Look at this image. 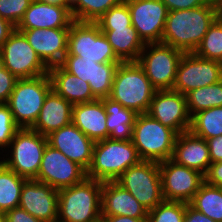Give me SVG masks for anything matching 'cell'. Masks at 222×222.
Here are the masks:
<instances>
[{
    "label": "cell",
    "mask_w": 222,
    "mask_h": 222,
    "mask_svg": "<svg viewBox=\"0 0 222 222\" xmlns=\"http://www.w3.org/2000/svg\"><path fill=\"white\" fill-rule=\"evenodd\" d=\"M33 0H0V17L17 27Z\"/></svg>",
    "instance_id": "74e56055"
},
{
    "label": "cell",
    "mask_w": 222,
    "mask_h": 222,
    "mask_svg": "<svg viewBox=\"0 0 222 222\" xmlns=\"http://www.w3.org/2000/svg\"><path fill=\"white\" fill-rule=\"evenodd\" d=\"M204 177L208 184L222 187V161L212 163Z\"/></svg>",
    "instance_id": "b9f144b4"
},
{
    "label": "cell",
    "mask_w": 222,
    "mask_h": 222,
    "mask_svg": "<svg viewBox=\"0 0 222 222\" xmlns=\"http://www.w3.org/2000/svg\"><path fill=\"white\" fill-rule=\"evenodd\" d=\"M47 137L31 128H20L12 138L6 156L1 160L8 168L21 177L36 179L42 155L47 146Z\"/></svg>",
    "instance_id": "52a82bcc"
},
{
    "label": "cell",
    "mask_w": 222,
    "mask_h": 222,
    "mask_svg": "<svg viewBox=\"0 0 222 222\" xmlns=\"http://www.w3.org/2000/svg\"><path fill=\"white\" fill-rule=\"evenodd\" d=\"M177 135L147 113L137 114L131 141L141 160L160 163L172 158Z\"/></svg>",
    "instance_id": "5b68a950"
},
{
    "label": "cell",
    "mask_w": 222,
    "mask_h": 222,
    "mask_svg": "<svg viewBox=\"0 0 222 222\" xmlns=\"http://www.w3.org/2000/svg\"><path fill=\"white\" fill-rule=\"evenodd\" d=\"M141 161L131 140L104 139L94 143L87 178L116 181L129 167Z\"/></svg>",
    "instance_id": "277c9868"
},
{
    "label": "cell",
    "mask_w": 222,
    "mask_h": 222,
    "mask_svg": "<svg viewBox=\"0 0 222 222\" xmlns=\"http://www.w3.org/2000/svg\"><path fill=\"white\" fill-rule=\"evenodd\" d=\"M123 0H76L70 8L73 20L96 22L111 7Z\"/></svg>",
    "instance_id": "d6a6232c"
},
{
    "label": "cell",
    "mask_w": 222,
    "mask_h": 222,
    "mask_svg": "<svg viewBox=\"0 0 222 222\" xmlns=\"http://www.w3.org/2000/svg\"><path fill=\"white\" fill-rule=\"evenodd\" d=\"M187 109L191 118L198 112L222 106V80L216 84L193 89L187 94Z\"/></svg>",
    "instance_id": "4dcf8cb0"
},
{
    "label": "cell",
    "mask_w": 222,
    "mask_h": 222,
    "mask_svg": "<svg viewBox=\"0 0 222 222\" xmlns=\"http://www.w3.org/2000/svg\"><path fill=\"white\" fill-rule=\"evenodd\" d=\"M100 222H147V218L129 216H101Z\"/></svg>",
    "instance_id": "bcb514c9"
},
{
    "label": "cell",
    "mask_w": 222,
    "mask_h": 222,
    "mask_svg": "<svg viewBox=\"0 0 222 222\" xmlns=\"http://www.w3.org/2000/svg\"><path fill=\"white\" fill-rule=\"evenodd\" d=\"M103 182L86 178L58 190V220L61 222H100Z\"/></svg>",
    "instance_id": "7a4b0ae2"
},
{
    "label": "cell",
    "mask_w": 222,
    "mask_h": 222,
    "mask_svg": "<svg viewBox=\"0 0 222 222\" xmlns=\"http://www.w3.org/2000/svg\"><path fill=\"white\" fill-rule=\"evenodd\" d=\"M17 80L5 67L0 70V103H7Z\"/></svg>",
    "instance_id": "f35d334b"
},
{
    "label": "cell",
    "mask_w": 222,
    "mask_h": 222,
    "mask_svg": "<svg viewBox=\"0 0 222 222\" xmlns=\"http://www.w3.org/2000/svg\"><path fill=\"white\" fill-rule=\"evenodd\" d=\"M214 20L210 0L200 7L169 11L161 42L184 53L194 52Z\"/></svg>",
    "instance_id": "6da1fadb"
},
{
    "label": "cell",
    "mask_w": 222,
    "mask_h": 222,
    "mask_svg": "<svg viewBox=\"0 0 222 222\" xmlns=\"http://www.w3.org/2000/svg\"><path fill=\"white\" fill-rule=\"evenodd\" d=\"M168 11L191 9L205 5L209 0H161Z\"/></svg>",
    "instance_id": "ab89813d"
},
{
    "label": "cell",
    "mask_w": 222,
    "mask_h": 222,
    "mask_svg": "<svg viewBox=\"0 0 222 222\" xmlns=\"http://www.w3.org/2000/svg\"><path fill=\"white\" fill-rule=\"evenodd\" d=\"M27 179L0 161V213L19 207L21 190Z\"/></svg>",
    "instance_id": "f1b7e54d"
},
{
    "label": "cell",
    "mask_w": 222,
    "mask_h": 222,
    "mask_svg": "<svg viewBox=\"0 0 222 222\" xmlns=\"http://www.w3.org/2000/svg\"><path fill=\"white\" fill-rule=\"evenodd\" d=\"M102 102L107 114V139L131 140L137 114L109 97Z\"/></svg>",
    "instance_id": "83f0119b"
},
{
    "label": "cell",
    "mask_w": 222,
    "mask_h": 222,
    "mask_svg": "<svg viewBox=\"0 0 222 222\" xmlns=\"http://www.w3.org/2000/svg\"><path fill=\"white\" fill-rule=\"evenodd\" d=\"M20 127L15 123L11 110L6 103H0V150L8 149L12 138ZM0 152V155L3 154Z\"/></svg>",
    "instance_id": "8d00e7d4"
},
{
    "label": "cell",
    "mask_w": 222,
    "mask_h": 222,
    "mask_svg": "<svg viewBox=\"0 0 222 222\" xmlns=\"http://www.w3.org/2000/svg\"><path fill=\"white\" fill-rule=\"evenodd\" d=\"M3 68H4V60H3L2 53L0 50V70H2Z\"/></svg>",
    "instance_id": "681fc988"
},
{
    "label": "cell",
    "mask_w": 222,
    "mask_h": 222,
    "mask_svg": "<svg viewBox=\"0 0 222 222\" xmlns=\"http://www.w3.org/2000/svg\"><path fill=\"white\" fill-rule=\"evenodd\" d=\"M183 51L162 42L145 44L137 63L156 90H172Z\"/></svg>",
    "instance_id": "30bf717a"
},
{
    "label": "cell",
    "mask_w": 222,
    "mask_h": 222,
    "mask_svg": "<svg viewBox=\"0 0 222 222\" xmlns=\"http://www.w3.org/2000/svg\"><path fill=\"white\" fill-rule=\"evenodd\" d=\"M70 8L33 0L16 29L70 28L74 21Z\"/></svg>",
    "instance_id": "7402d4cb"
},
{
    "label": "cell",
    "mask_w": 222,
    "mask_h": 222,
    "mask_svg": "<svg viewBox=\"0 0 222 222\" xmlns=\"http://www.w3.org/2000/svg\"><path fill=\"white\" fill-rule=\"evenodd\" d=\"M0 50L4 67L17 79H29L48 74L49 68L17 29L9 35Z\"/></svg>",
    "instance_id": "8fae6325"
},
{
    "label": "cell",
    "mask_w": 222,
    "mask_h": 222,
    "mask_svg": "<svg viewBox=\"0 0 222 222\" xmlns=\"http://www.w3.org/2000/svg\"><path fill=\"white\" fill-rule=\"evenodd\" d=\"M183 222H215L207 215L193 208L189 203L186 205V212Z\"/></svg>",
    "instance_id": "ee69618b"
},
{
    "label": "cell",
    "mask_w": 222,
    "mask_h": 222,
    "mask_svg": "<svg viewBox=\"0 0 222 222\" xmlns=\"http://www.w3.org/2000/svg\"><path fill=\"white\" fill-rule=\"evenodd\" d=\"M213 5L215 21L222 23V0H210Z\"/></svg>",
    "instance_id": "7dc6e473"
},
{
    "label": "cell",
    "mask_w": 222,
    "mask_h": 222,
    "mask_svg": "<svg viewBox=\"0 0 222 222\" xmlns=\"http://www.w3.org/2000/svg\"><path fill=\"white\" fill-rule=\"evenodd\" d=\"M40 2H43V3H48V4H51V5H58V6H70L66 0H38Z\"/></svg>",
    "instance_id": "c3c4849f"
},
{
    "label": "cell",
    "mask_w": 222,
    "mask_h": 222,
    "mask_svg": "<svg viewBox=\"0 0 222 222\" xmlns=\"http://www.w3.org/2000/svg\"><path fill=\"white\" fill-rule=\"evenodd\" d=\"M87 178V171L50 145L44 149L38 176L35 180L56 190L79 184Z\"/></svg>",
    "instance_id": "4fadbf2b"
},
{
    "label": "cell",
    "mask_w": 222,
    "mask_h": 222,
    "mask_svg": "<svg viewBox=\"0 0 222 222\" xmlns=\"http://www.w3.org/2000/svg\"><path fill=\"white\" fill-rule=\"evenodd\" d=\"M186 202L163 200L148 211L147 222H183Z\"/></svg>",
    "instance_id": "e575fe53"
},
{
    "label": "cell",
    "mask_w": 222,
    "mask_h": 222,
    "mask_svg": "<svg viewBox=\"0 0 222 222\" xmlns=\"http://www.w3.org/2000/svg\"><path fill=\"white\" fill-rule=\"evenodd\" d=\"M219 66H220V72H221V76H222V59L220 61H218Z\"/></svg>",
    "instance_id": "816d5d0a"
},
{
    "label": "cell",
    "mask_w": 222,
    "mask_h": 222,
    "mask_svg": "<svg viewBox=\"0 0 222 222\" xmlns=\"http://www.w3.org/2000/svg\"><path fill=\"white\" fill-rule=\"evenodd\" d=\"M147 114L177 134L190 130L191 116L186 96L174 90H157L150 102Z\"/></svg>",
    "instance_id": "e0dca14e"
},
{
    "label": "cell",
    "mask_w": 222,
    "mask_h": 222,
    "mask_svg": "<svg viewBox=\"0 0 222 222\" xmlns=\"http://www.w3.org/2000/svg\"><path fill=\"white\" fill-rule=\"evenodd\" d=\"M70 28L17 29L48 67L60 65L67 54Z\"/></svg>",
    "instance_id": "d6986e66"
},
{
    "label": "cell",
    "mask_w": 222,
    "mask_h": 222,
    "mask_svg": "<svg viewBox=\"0 0 222 222\" xmlns=\"http://www.w3.org/2000/svg\"><path fill=\"white\" fill-rule=\"evenodd\" d=\"M76 0H66V2L71 6Z\"/></svg>",
    "instance_id": "f5cc1de1"
},
{
    "label": "cell",
    "mask_w": 222,
    "mask_h": 222,
    "mask_svg": "<svg viewBox=\"0 0 222 222\" xmlns=\"http://www.w3.org/2000/svg\"><path fill=\"white\" fill-rule=\"evenodd\" d=\"M156 91L137 62H122L116 68L109 98L136 114H145Z\"/></svg>",
    "instance_id": "3957f363"
},
{
    "label": "cell",
    "mask_w": 222,
    "mask_h": 222,
    "mask_svg": "<svg viewBox=\"0 0 222 222\" xmlns=\"http://www.w3.org/2000/svg\"><path fill=\"white\" fill-rule=\"evenodd\" d=\"M131 14L132 26L144 44L159 43L165 29L167 6L161 0H124Z\"/></svg>",
    "instance_id": "9a60e30c"
},
{
    "label": "cell",
    "mask_w": 222,
    "mask_h": 222,
    "mask_svg": "<svg viewBox=\"0 0 222 222\" xmlns=\"http://www.w3.org/2000/svg\"><path fill=\"white\" fill-rule=\"evenodd\" d=\"M96 63L122 62L96 22L73 21L70 25L67 54Z\"/></svg>",
    "instance_id": "9c48e42d"
},
{
    "label": "cell",
    "mask_w": 222,
    "mask_h": 222,
    "mask_svg": "<svg viewBox=\"0 0 222 222\" xmlns=\"http://www.w3.org/2000/svg\"><path fill=\"white\" fill-rule=\"evenodd\" d=\"M190 131L203 139L222 135V106L212 107L196 113L191 118Z\"/></svg>",
    "instance_id": "1f68e13d"
},
{
    "label": "cell",
    "mask_w": 222,
    "mask_h": 222,
    "mask_svg": "<svg viewBox=\"0 0 222 222\" xmlns=\"http://www.w3.org/2000/svg\"><path fill=\"white\" fill-rule=\"evenodd\" d=\"M96 23L100 28H120L132 26L131 14L127 3L123 0L111 7Z\"/></svg>",
    "instance_id": "d590c367"
},
{
    "label": "cell",
    "mask_w": 222,
    "mask_h": 222,
    "mask_svg": "<svg viewBox=\"0 0 222 222\" xmlns=\"http://www.w3.org/2000/svg\"><path fill=\"white\" fill-rule=\"evenodd\" d=\"M73 104L58 95L53 89L47 94L39 117L32 130L43 136L59 130L72 122Z\"/></svg>",
    "instance_id": "cb8c5ba5"
},
{
    "label": "cell",
    "mask_w": 222,
    "mask_h": 222,
    "mask_svg": "<svg viewBox=\"0 0 222 222\" xmlns=\"http://www.w3.org/2000/svg\"><path fill=\"white\" fill-rule=\"evenodd\" d=\"M221 80L217 61L201 58L193 52L184 53L177 67L172 90L185 95L193 89L213 85Z\"/></svg>",
    "instance_id": "5bb4252c"
},
{
    "label": "cell",
    "mask_w": 222,
    "mask_h": 222,
    "mask_svg": "<svg viewBox=\"0 0 222 222\" xmlns=\"http://www.w3.org/2000/svg\"><path fill=\"white\" fill-rule=\"evenodd\" d=\"M115 182L126 189L147 211L164 200L157 162L141 160L129 167Z\"/></svg>",
    "instance_id": "ba28073f"
},
{
    "label": "cell",
    "mask_w": 222,
    "mask_h": 222,
    "mask_svg": "<svg viewBox=\"0 0 222 222\" xmlns=\"http://www.w3.org/2000/svg\"><path fill=\"white\" fill-rule=\"evenodd\" d=\"M122 62L96 63L80 56L65 55L60 64L66 71L89 83L96 99L110 96L117 66Z\"/></svg>",
    "instance_id": "2e32d148"
},
{
    "label": "cell",
    "mask_w": 222,
    "mask_h": 222,
    "mask_svg": "<svg viewBox=\"0 0 222 222\" xmlns=\"http://www.w3.org/2000/svg\"><path fill=\"white\" fill-rule=\"evenodd\" d=\"M51 90L49 74L17 80L6 104L20 128H31L35 124Z\"/></svg>",
    "instance_id": "8992f818"
},
{
    "label": "cell",
    "mask_w": 222,
    "mask_h": 222,
    "mask_svg": "<svg viewBox=\"0 0 222 222\" xmlns=\"http://www.w3.org/2000/svg\"><path fill=\"white\" fill-rule=\"evenodd\" d=\"M189 204L215 222H222L221 187L208 184L204 181Z\"/></svg>",
    "instance_id": "f546056e"
},
{
    "label": "cell",
    "mask_w": 222,
    "mask_h": 222,
    "mask_svg": "<svg viewBox=\"0 0 222 222\" xmlns=\"http://www.w3.org/2000/svg\"><path fill=\"white\" fill-rule=\"evenodd\" d=\"M72 123L94 142L107 139V114L102 99L74 104Z\"/></svg>",
    "instance_id": "d4e9b609"
},
{
    "label": "cell",
    "mask_w": 222,
    "mask_h": 222,
    "mask_svg": "<svg viewBox=\"0 0 222 222\" xmlns=\"http://www.w3.org/2000/svg\"><path fill=\"white\" fill-rule=\"evenodd\" d=\"M101 216L147 218L148 211L115 181H106L102 185Z\"/></svg>",
    "instance_id": "603a6c76"
},
{
    "label": "cell",
    "mask_w": 222,
    "mask_h": 222,
    "mask_svg": "<svg viewBox=\"0 0 222 222\" xmlns=\"http://www.w3.org/2000/svg\"><path fill=\"white\" fill-rule=\"evenodd\" d=\"M171 159L177 164L200 172L204 176L211 165L206 140L194 135L190 130L177 135Z\"/></svg>",
    "instance_id": "44dd1931"
},
{
    "label": "cell",
    "mask_w": 222,
    "mask_h": 222,
    "mask_svg": "<svg viewBox=\"0 0 222 222\" xmlns=\"http://www.w3.org/2000/svg\"><path fill=\"white\" fill-rule=\"evenodd\" d=\"M6 222H43L31 214H29L24 209L17 207L5 213Z\"/></svg>",
    "instance_id": "60d3db41"
},
{
    "label": "cell",
    "mask_w": 222,
    "mask_h": 222,
    "mask_svg": "<svg viewBox=\"0 0 222 222\" xmlns=\"http://www.w3.org/2000/svg\"><path fill=\"white\" fill-rule=\"evenodd\" d=\"M211 164L222 161V135L214 138L206 139Z\"/></svg>",
    "instance_id": "7bdbcfd3"
},
{
    "label": "cell",
    "mask_w": 222,
    "mask_h": 222,
    "mask_svg": "<svg viewBox=\"0 0 222 222\" xmlns=\"http://www.w3.org/2000/svg\"><path fill=\"white\" fill-rule=\"evenodd\" d=\"M193 53L217 62L222 59V23L214 20Z\"/></svg>",
    "instance_id": "836d02e7"
},
{
    "label": "cell",
    "mask_w": 222,
    "mask_h": 222,
    "mask_svg": "<svg viewBox=\"0 0 222 222\" xmlns=\"http://www.w3.org/2000/svg\"><path fill=\"white\" fill-rule=\"evenodd\" d=\"M19 207L43 222L58 220V190L35 179L26 180Z\"/></svg>",
    "instance_id": "ac0fdd59"
},
{
    "label": "cell",
    "mask_w": 222,
    "mask_h": 222,
    "mask_svg": "<svg viewBox=\"0 0 222 222\" xmlns=\"http://www.w3.org/2000/svg\"><path fill=\"white\" fill-rule=\"evenodd\" d=\"M0 222H6L4 213H0Z\"/></svg>",
    "instance_id": "f907efd6"
},
{
    "label": "cell",
    "mask_w": 222,
    "mask_h": 222,
    "mask_svg": "<svg viewBox=\"0 0 222 222\" xmlns=\"http://www.w3.org/2000/svg\"><path fill=\"white\" fill-rule=\"evenodd\" d=\"M47 137L48 145L61 151L68 159L86 171L92 163L94 141L81 132L72 122Z\"/></svg>",
    "instance_id": "ffe728a7"
},
{
    "label": "cell",
    "mask_w": 222,
    "mask_h": 222,
    "mask_svg": "<svg viewBox=\"0 0 222 222\" xmlns=\"http://www.w3.org/2000/svg\"><path fill=\"white\" fill-rule=\"evenodd\" d=\"M158 164L161 175L162 196L166 201L189 203L205 181L203 174L177 164L172 159Z\"/></svg>",
    "instance_id": "7c38bea8"
},
{
    "label": "cell",
    "mask_w": 222,
    "mask_h": 222,
    "mask_svg": "<svg viewBox=\"0 0 222 222\" xmlns=\"http://www.w3.org/2000/svg\"><path fill=\"white\" fill-rule=\"evenodd\" d=\"M114 53L122 62H137L144 43L133 26L120 28H100Z\"/></svg>",
    "instance_id": "4316f807"
},
{
    "label": "cell",
    "mask_w": 222,
    "mask_h": 222,
    "mask_svg": "<svg viewBox=\"0 0 222 222\" xmlns=\"http://www.w3.org/2000/svg\"><path fill=\"white\" fill-rule=\"evenodd\" d=\"M15 29L16 27L14 25L0 17V47Z\"/></svg>",
    "instance_id": "f6af8a7d"
},
{
    "label": "cell",
    "mask_w": 222,
    "mask_h": 222,
    "mask_svg": "<svg viewBox=\"0 0 222 222\" xmlns=\"http://www.w3.org/2000/svg\"><path fill=\"white\" fill-rule=\"evenodd\" d=\"M48 74L52 89L73 105L96 100L89 83L66 71L61 65L50 67Z\"/></svg>",
    "instance_id": "484cf974"
}]
</instances>
